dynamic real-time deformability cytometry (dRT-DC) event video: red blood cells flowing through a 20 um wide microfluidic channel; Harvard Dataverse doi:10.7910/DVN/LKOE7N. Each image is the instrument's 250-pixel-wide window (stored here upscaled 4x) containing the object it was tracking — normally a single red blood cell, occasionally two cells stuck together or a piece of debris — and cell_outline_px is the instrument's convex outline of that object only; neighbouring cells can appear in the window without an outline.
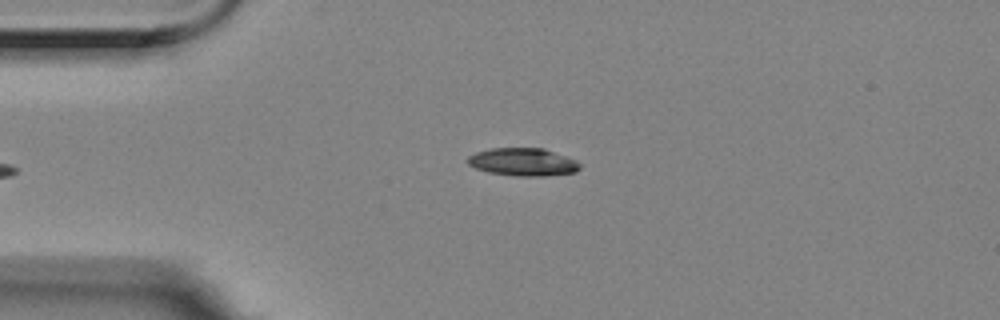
{"species": "Egyptian fruit bat (a non-hibernating species)", "species_latin": "Rousettus aegyptiacus", "temperature_condition": "room temperature", "stored_images_in_passage": 6, "camera_frame_rate_fps": 3000, "um_per_image_px": 0.085, "animal": {"sex": "female"}, "frame": {"image": 1, "passage_image": 5, "time_ms": 1.333, "image_size_px": [1000, 320], "cell_outline_px": [[580, 168], [576, 172], [544, 176], [516, 176], [488, 172], [476, 168], [468, 164], [468, 156], [476, 152], [492, 148], [544, 148], [576, 160], [580, 164]], "centroid_in_image_um": [44.46, 13.77], "position_along_channel_um": 40.5, "area_um2": 18.15}}